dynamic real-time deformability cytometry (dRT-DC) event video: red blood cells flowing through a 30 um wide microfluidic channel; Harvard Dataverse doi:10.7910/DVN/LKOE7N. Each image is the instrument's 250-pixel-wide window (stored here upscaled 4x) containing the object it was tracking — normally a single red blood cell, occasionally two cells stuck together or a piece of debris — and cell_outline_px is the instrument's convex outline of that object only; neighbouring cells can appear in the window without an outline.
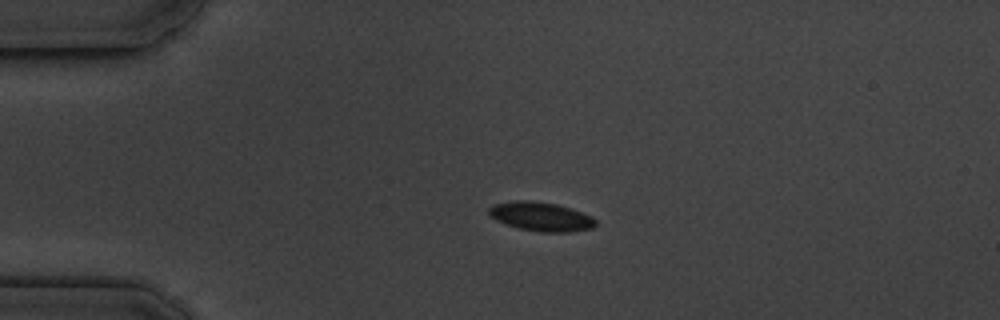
{"species": "common noctule bat (a hibernating species)", "species_latin": "Nyctalus noctula", "temperature_condition": "cold", "stored_images_in_passage": 5, "camera_frame_rate_fps": 3000, "um_per_image_px": 0.085, "animal": {"sex": "male", "body_mass_g": 19.5, "forearm_length_mm": 54.6}, "frame": {"image": 1, "passage_image": 3, "time_ms": 2.333, "image_size_px": [1000, 320], "cell_outline_px": [[596, 224], [592, 228], [568, 232], [540, 232], [520, 228], [496, 220], [488, 212], [488, 208], [492, 204], [512, 200], [532, 200], [556, 204], [572, 208], [592, 216], [596, 220]], "centroid_in_image_um": [45.99, 18.39], "position_along_channel_um": 39.0, "area_um2": 18.09}}
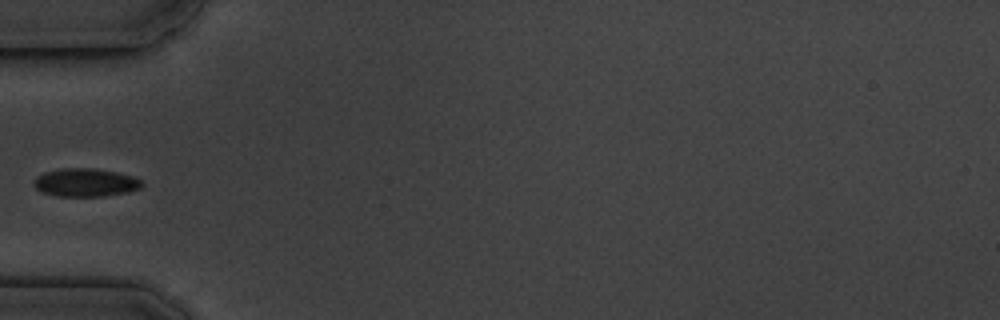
{"frame": {"image": 2, "passage_image": 5, "time_ms": 4.333, "image_size_px": [1000, 320], "cell_outline_px": [[144, 184], [140, 188], [128, 192], [104, 196], [56, 196], [44, 192], [36, 188], [32, 184], [36, 176], [44, 172], [60, 168], [96, 168], [116, 172], [132, 176], [140, 180]], "centroid_in_image_um": [7.25, 15.51], "position_along_channel_um": 77.8, "area_um2": 17.8}}